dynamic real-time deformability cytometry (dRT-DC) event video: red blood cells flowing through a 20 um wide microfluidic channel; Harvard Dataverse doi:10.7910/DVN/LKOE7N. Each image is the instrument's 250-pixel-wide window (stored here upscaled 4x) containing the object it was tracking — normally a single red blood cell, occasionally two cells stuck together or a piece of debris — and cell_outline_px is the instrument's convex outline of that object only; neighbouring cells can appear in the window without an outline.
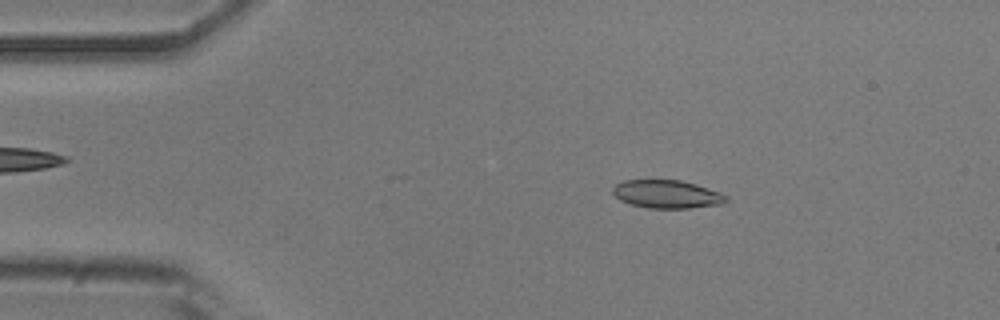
{"species": "common noctule bat (a hibernating species)", "species_latin": "Nyctalus noctula", "temperature_condition": "room temperature", "stored_images_in_passage": 52, "camera_frame_rate_fps": 3000, "um_per_image_px": 0.085, "animal": {"sex": "male", "body_mass_g": 20.5, "forearm_length_mm": 52.5}, "frame": {"image": 1, "passage_image": 8, "time_ms": 2.333, "image_size_px": [1000, 320], "cell_outline_px": [[728, 200], [724, 204], [688, 208], [648, 208], [632, 204], [620, 200], [612, 192], [612, 188], [616, 184], [624, 180], [680, 180], [696, 184], [720, 192], [728, 196]], "centroid_in_image_um": [56.71, 16.5], "position_along_channel_um": 28.3, "area_um2": 18.61}}
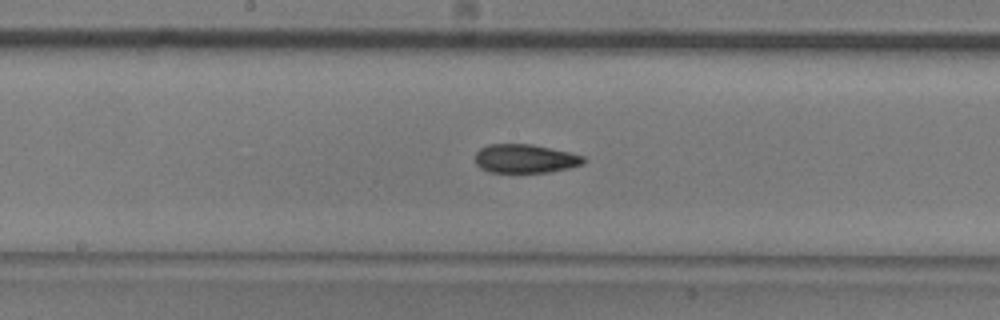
{"frame": {"image": 2, "passage_image": 26, "time_ms": 8.333, "image_size_px": [1000, 320], "cell_outline_px": [[584, 164], [568, 168], [548, 172], [488, 172], [480, 168], [476, 164], [476, 152], [480, 148], [488, 144], [532, 144], [568, 152], [584, 156]], "centroid_in_image_um": [44.61, 13.48], "position_along_channel_um": 203.6, "area_um2": 18.09}}
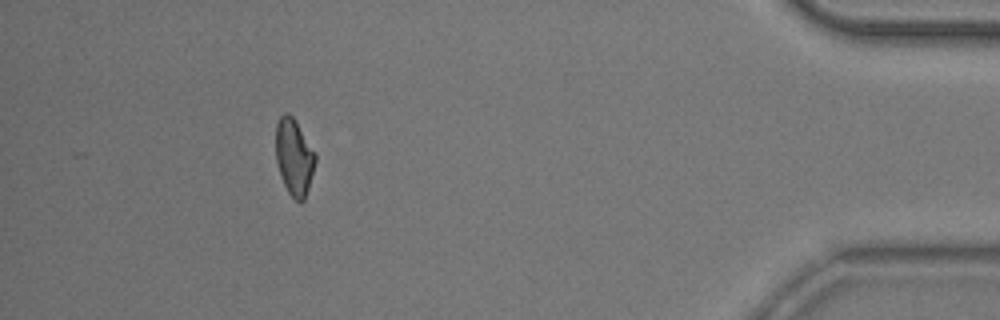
{"frame": {"image": 3, "passage_image": 47, "time_ms": 15.333, "image_size_px": [1000, 320], "cell_outline_px": [[316, 160], [308, 188], [304, 200], [300, 204], [288, 192], [280, 176], [276, 160], [276, 124], [280, 116], [284, 112], [288, 112], [296, 120], [316, 152]], "centroid_in_image_um": [25.0, 13.32], "position_along_channel_um": 410.2, "area_um2": 17.8}, "authors_computed_cell_mechanics": {"area_um2": 18.2648, "velocity_mm_per_s": 3.7913, "shape_relaxation_time_tau1_ms": 5.9372, "shape_relaxation_time_tau2_ms": 2.1911, "deformation_change_tau1": 0.1544, "deformation_change_tau2": 0.0797}}